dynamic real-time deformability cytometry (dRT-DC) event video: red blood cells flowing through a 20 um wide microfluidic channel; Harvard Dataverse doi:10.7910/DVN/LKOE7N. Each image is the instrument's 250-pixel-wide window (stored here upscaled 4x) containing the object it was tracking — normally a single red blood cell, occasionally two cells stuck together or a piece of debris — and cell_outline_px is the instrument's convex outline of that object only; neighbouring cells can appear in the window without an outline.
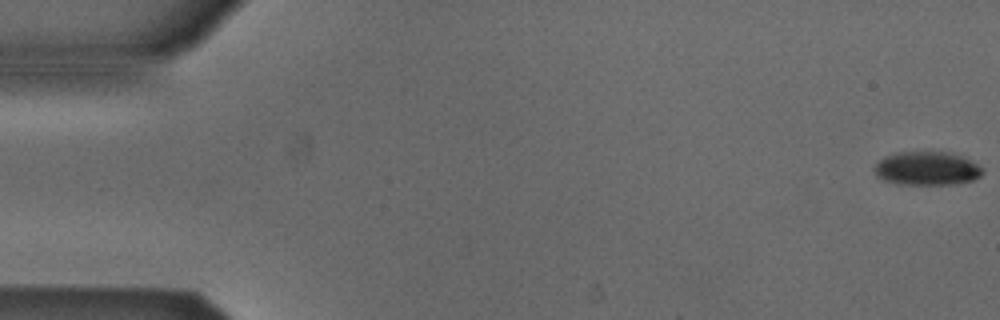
{"species": "Egyptian fruit bat (a non-hibernating species)", "species_latin": "Rousettus aegyptiacus", "temperature_condition": "cold", "stored_images_in_passage": 53, "camera_frame_rate_fps": 3000, "um_per_image_px": 0.085, "animal": {"sex": "male"}, "frame": {"image": 1, "passage_image": 1, "time_ms": 0.0, "image_size_px": [1000, 320], "cell_outline_px": [[984, 172], [980, 176], [972, 180], [952, 184], [896, 184], [884, 180], [876, 176], [876, 164], [884, 156], [896, 152], [948, 152], [960, 156], [984, 168]], "centroid_in_image_um": [78.78, 14.32], "position_along_channel_um": 6.2, "area_um2": 20.98}}
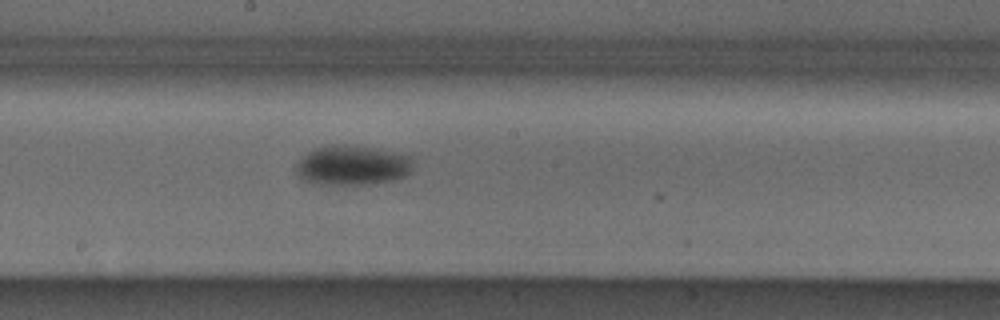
{"frame": {"image": 2, "passage_image": 29, "time_ms": 9.333, "image_size_px": [1000, 320], "cell_outline_px": [[412, 168], [404, 176], [396, 180], [368, 184], [312, 184], [304, 180], [296, 172], [296, 164], [308, 152], [316, 148], [336, 144], [344, 144], [368, 148], [412, 156]], "centroid_in_image_um": [29.93, 14.07], "position_along_channel_um": 218.3, "area_um2": 26.76}}
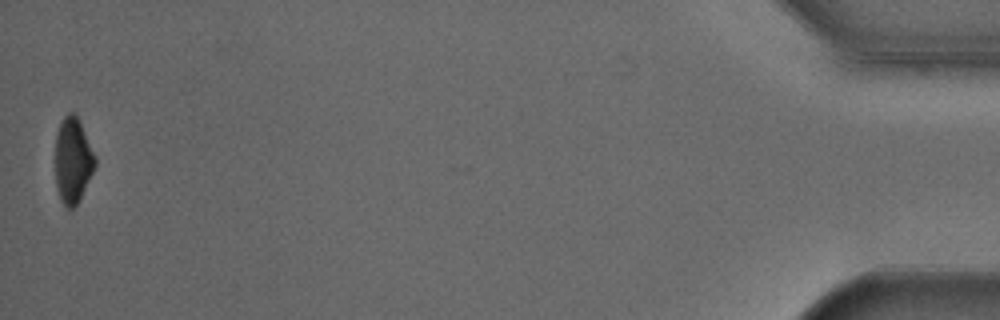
{"frame": {"image": 3, "passage_image": 53, "time_ms": 17.333, "image_size_px": [1000, 320], "cell_outline_px": [[96, 164], [80, 200], [72, 208], [68, 208], [60, 200], [56, 188], [56, 132], [60, 120], [68, 112], [76, 112], [80, 120], [96, 156]], "centroid_in_image_um": [6.19, 13.58], "position_along_channel_um": 429.0, "area_um2": 20.11}, "authors_computed_cell_mechanics": {"area_um2": 24.0448, "velocity_mm_per_s": 3.8815, "shape_relaxation_time_tau1_ms": 3.4185, "shape_relaxation_time_tau2_ms": null, "deformation_change_tau1": 0.0884, "deformation_change_tau2": null}}